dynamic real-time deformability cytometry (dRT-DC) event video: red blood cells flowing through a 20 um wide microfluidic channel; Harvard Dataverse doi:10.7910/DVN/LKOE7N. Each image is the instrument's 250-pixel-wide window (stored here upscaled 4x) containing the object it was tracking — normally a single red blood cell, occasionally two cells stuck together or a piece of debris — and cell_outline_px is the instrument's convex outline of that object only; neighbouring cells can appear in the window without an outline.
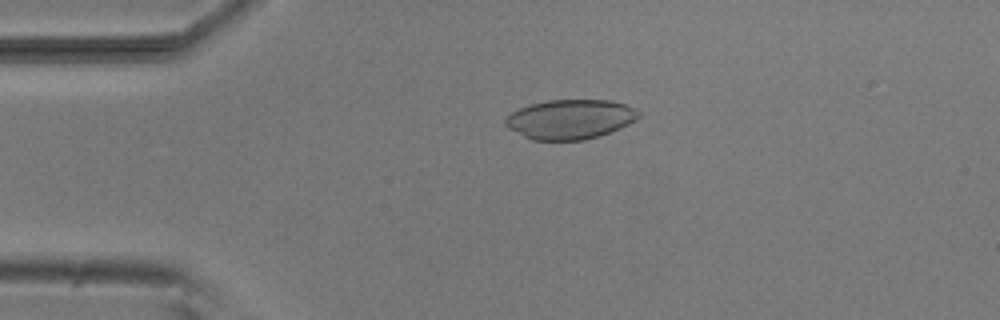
{"species": "common noctule bat (a hibernating species)", "species_latin": "Nyctalus noctula", "temperature_condition": "room temperature", "stored_images_in_passage": 52, "camera_frame_rate_fps": 3000, "um_per_image_px": 0.085, "animal": {"sex": "male", "body_mass_g": 20.5, "forearm_length_mm": 52.5}, "frame": {"image": 1, "passage_image": 11, "time_ms": 3.333, "image_size_px": [1000, 320], "cell_outline_px": [[640, 116], [636, 120], [620, 128], [600, 136], [584, 140], [532, 140], [508, 128], [504, 124], [504, 120], [512, 112], [520, 108], [532, 104], [548, 100], [612, 100], [636, 108], [640, 112]], "centroid_in_image_um": [48.49, 10.14], "position_along_channel_um": 36.5, "area_um2": 30.75}}
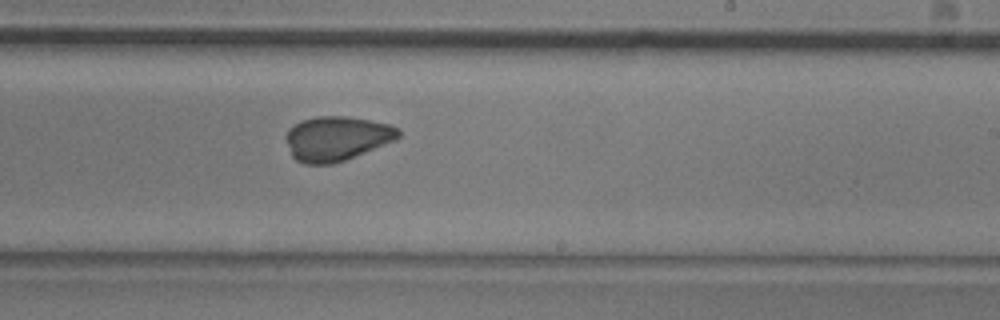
{"frame": {"image": 2, "passage_image": 31, "time_ms": 10.0, "image_size_px": [1000, 320], "cell_outline_px": [[400, 136], [396, 140], [344, 160], [332, 164], [304, 164], [296, 160], [292, 156], [284, 136], [288, 128], [300, 120], [316, 116], [344, 116], [392, 124], [400, 128]], "centroid_in_image_um": [28.6, 11.76], "position_along_channel_um": 260.4, "area_um2": 29.36}}
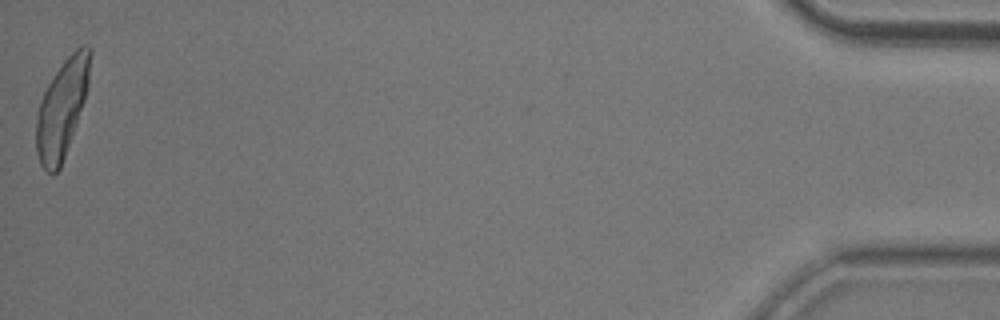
{"frame": {"image": 3, "passage_image": 52, "time_ms": 17.0, "image_size_px": [1000, 320], "cell_outline_px": [[92, 52], [88, 84], [84, 100], [60, 168], [52, 176], [40, 164], [36, 152], [36, 112], [40, 100], [48, 84], [64, 60], [76, 48], [84, 44], [88, 44]], "centroid_in_image_um": [5.25, 9.2], "position_along_channel_um": 429.9, "area_um2": 30.4}}